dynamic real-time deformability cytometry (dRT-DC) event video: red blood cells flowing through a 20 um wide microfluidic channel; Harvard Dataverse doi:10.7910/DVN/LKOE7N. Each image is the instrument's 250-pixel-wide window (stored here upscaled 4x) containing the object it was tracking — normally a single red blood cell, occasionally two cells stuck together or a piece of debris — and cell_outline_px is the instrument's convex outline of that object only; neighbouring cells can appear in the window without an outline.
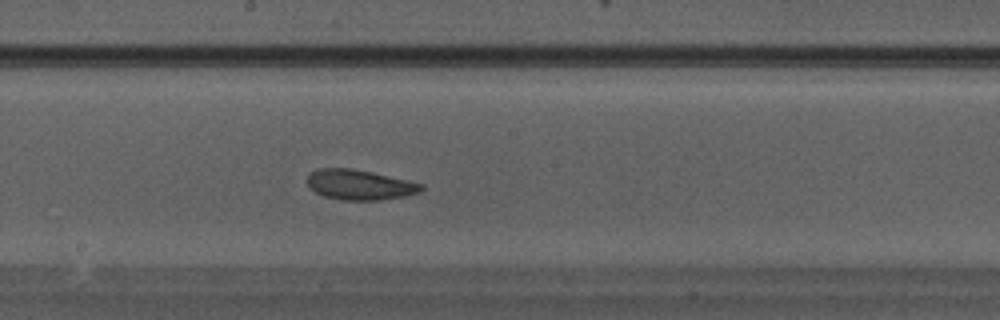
{"species": "Egyptian fruit bat (a non-hibernating species)", "species_latin": "Rousettus aegyptiacus", "temperature_condition": "warm", "stored_images_in_passage": 28, "camera_frame_rate_fps": 3000, "um_per_image_px": 0.085, "animal": {"sex": "male"}, "frame": {"image": 1, "passage_image": 13, "time_ms": 4.0, "image_size_px": [1000, 320], "cell_outline_px": [[424, 188], [420, 192], [408, 196], [380, 200], [344, 200], [324, 196], [316, 192], [308, 184], [308, 172], [316, 168], [352, 168], [372, 172], [408, 180], [424, 184]], "centroid_in_image_um": [30.6, 15.7], "position_along_channel_um": 217.6, "area_um2": 20.17}}